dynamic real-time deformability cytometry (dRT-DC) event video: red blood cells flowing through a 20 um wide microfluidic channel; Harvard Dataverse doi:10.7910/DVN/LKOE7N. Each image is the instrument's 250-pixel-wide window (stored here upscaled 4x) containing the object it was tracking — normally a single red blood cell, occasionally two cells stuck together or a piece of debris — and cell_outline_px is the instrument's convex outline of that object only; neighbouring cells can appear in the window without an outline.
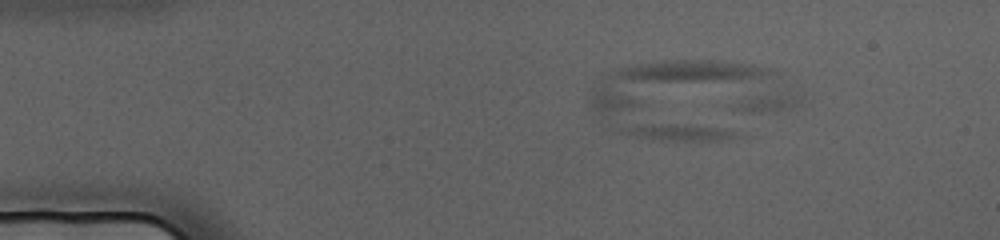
{"species": "human", "species_latin": "Homo sapiens", "temperature_condition": "cold", "stored_images_in_passage": 4, "camera_frame_rate_fps": 3000, "um_per_image_px": 0.085, "donor": {"sex": "female"}, "frame": {"image": 1, "passage_image": 2, "time_ms": 0.333, "image_size_px": [1000, 240], "cell_outline_px": [[772, 72], [744, 136], [728, 140], [652, 140], [620, 132], [596, 112], [588, 104], [588, 100], [604, 72], [636, 64], [660, 60], [716, 60], [752, 64], [768, 68]], "centroid_in_image_um": [57.9, 8.41], "position_along_channel_um": 27.1, "area_um2": 86.24}}